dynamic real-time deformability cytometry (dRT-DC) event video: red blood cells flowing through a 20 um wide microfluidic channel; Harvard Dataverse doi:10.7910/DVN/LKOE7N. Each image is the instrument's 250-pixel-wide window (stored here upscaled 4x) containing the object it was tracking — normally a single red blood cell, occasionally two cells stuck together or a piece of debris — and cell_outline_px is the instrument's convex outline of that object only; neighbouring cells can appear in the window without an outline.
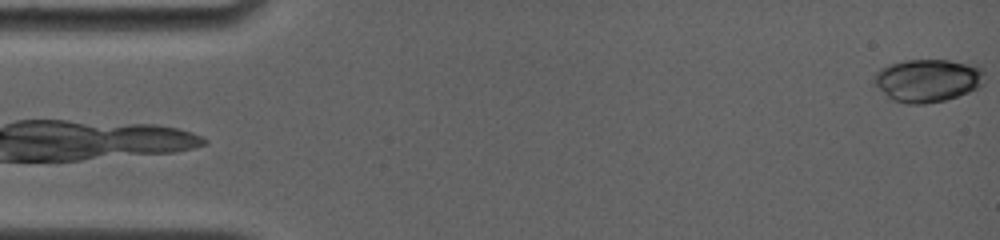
{"species": "common noctule bat (a hibernating species)", "species_latin": "Nyctalus noctula", "temperature_condition": "room temperature", "stored_images_in_passage": 22, "camera_frame_rate_fps": 4000, "um_per_image_px": 0.085, "animal": {"sex": "female", "body_mass_g": 19.0, "forearm_length_mm": 56.7}, "frame": {"image": 1, "passage_image": 1, "time_ms": 0.0, "image_size_px": [1000, 240], "cell_outline_px": [[984, 84], [968, 92], [944, 100], [924, 104], [908, 104], [892, 100], [872, 84], [872, 80], [876, 72], [880, 68], [904, 60], [948, 60], [980, 64], [984, 68]], "centroid_in_image_um": [78.87, 6.82], "position_along_channel_um": 6.1, "area_um2": 28.03}}
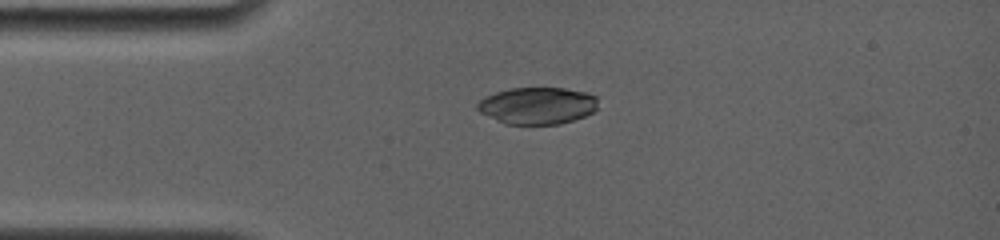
{"frame": {"image": 2, "passage_image": 17, "time_ms": 3.75, "image_size_px": [1000, 240], "cell_outline_px": [[596, 108], [592, 112], [584, 116], [560, 124], [504, 124], [480, 112], [476, 108], [476, 104], [484, 96], [508, 88], [564, 88], [584, 92], [596, 96]], "centroid_in_image_um": [45.63, 8.98], "position_along_channel_um": 39.4, "area_um2": 25.89}}